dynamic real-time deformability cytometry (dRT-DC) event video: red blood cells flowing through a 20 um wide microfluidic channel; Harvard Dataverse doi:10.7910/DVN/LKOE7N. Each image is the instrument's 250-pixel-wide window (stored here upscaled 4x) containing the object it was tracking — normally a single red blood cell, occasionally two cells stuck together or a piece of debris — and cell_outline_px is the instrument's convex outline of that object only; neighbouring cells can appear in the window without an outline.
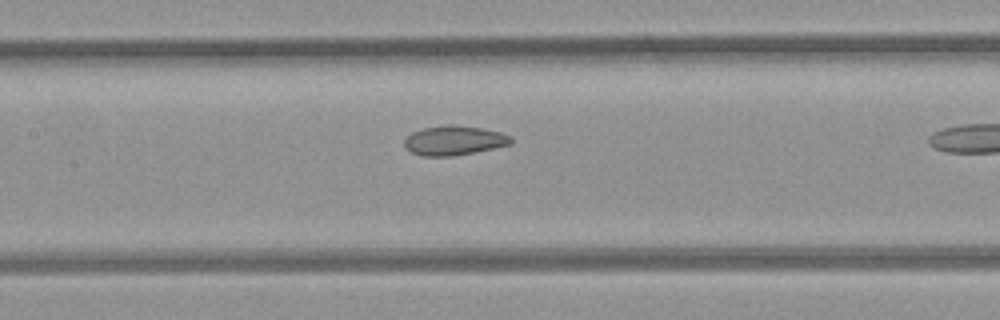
{"species": "common noctule bat (a hibernating species)", "species_latin": "Nyctalus noctula", "temperature_condition": "room temperature", "stored_images_in_passage": 17, "camera_frame_rate_fps": 3000, "um_per_image_px": 0.085, "animal": {"sex": "female", "body_mass_g": 21.9}, "frame": {"image": 1, "passage_image": 12, "time_ms": 3.667, "image_size_px": [1000, 320], "cell_outline_px": [[512, 144], [472, 152], [448, 156], [424, 156], [412, 152], [404, 144], [404, 140], [412, 132], [424, 128], [448, 124], [452, 124], [484, 128], [500, 132], [512, 136]], "centroid_in_image_um": [38.62, 11.92], "position_along_channel_um": 168.8, "area_um2": 18.09}}
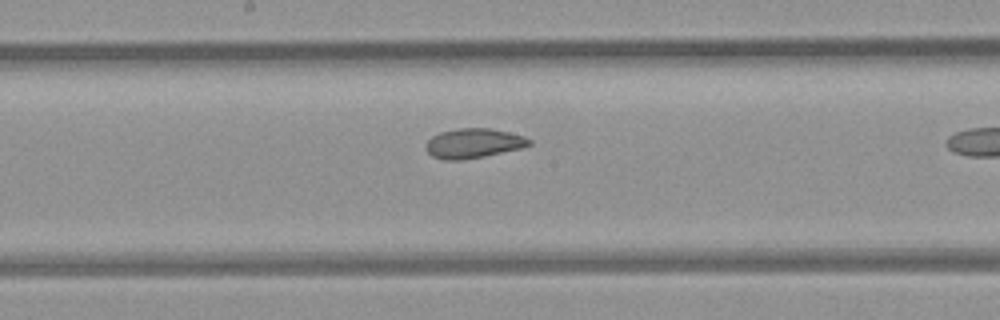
{"frame": {"image": 2, "passage_image": 15, "time_ms": 4.667, "image_size_px": [1000, 320], "cell_outline_px": [[532, 144], [520, 148], [484, 156], [460, 160], [444, 160], [432, 156], [424, 148], [424, 144], [432, 136], [440, 132], [460, 128], [492, 128], [524, 136], [532, 140]], "centroid_in_image_um": [40.22, 12.17], "position_along_channel_um": 208.0, "area_um2": 17.86}}